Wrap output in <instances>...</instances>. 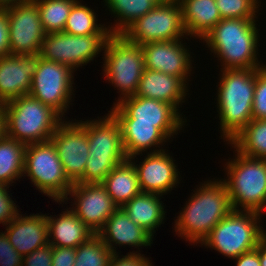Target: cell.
Here are the masks:
<instances>
[{
  "label": "cell",
  "mask_w": 266,
  "mask_h": 266,
  "mask_svg": "<svg viewBox=\"0 0 266 266\" xmlns=\"http://www.w3.org/2000/svg\"><path fill=\"white\" fill-rule=\"evenodd\" d=\"M27 0H0V8H5L9 5H14Z\"/></svg>",
  "instance_id": "f6af8a7d"
},
{
  "label": "cell",
  "mask_w": 266,
  "mask_h": 266,
  "mask_svg": "<svg viewBox=\"0 0 266 266\" xmlns=\"http://www.w3.org/2000/svg\"><path fill=\"white\" fill-rule=\"evenodd\" d=\"M7 136L6 130V113L4 104L0 103V140Z\"/></svg>",
  "instance_id": "7bdbcfd3"
},
{
  "label": "cell",
  "mask_w": 266,
  "mask_h": 266,
  "mask_svg": "<svg viewBox=\"0 0 266 266\" xmlns=\"http://www.w3.org/2000/svg\"><path fill=\"white\" fill-rule=\"evenodd\" d=\"M162 195L141 192L134 196L122 208L130 219L144 228L153 237L155 229L165 221V206L160 201Z\"/></svg>",
  "instance_id": "484cf974"
},
{
  "label": "cell",
  "mask_w": 266,
  "mask_h": 266,
  "mask_svg": "<svg viewBox=\"0 0 266 266\" xmlns=\"http://www.w3.org/2000/svg\"><path fill=\"white\" fill-rule=\"evenodd\" d=\"M97 13L81 1H77L70 11L63 32L70 35L112 34L104 24H98Z\"/></svg>",
  "instance_id": "4dcf8cb0"
},
{
  "label": "cell",
  "mask_w": 266,
  "mask_h": 266,
  "mask_svg": "<svg viewBox=\"0 0 266 266\" xmlns=\"http://www.w3.org/2000/svg\"><path fill=\"white\" fill-rule=\"evenodd\" d=\"M7 137L25 145L50 141L63 117L30 94L4 104Z\"/></svg>",
  "instance_id": "5b68a950"
},
{
  "label": "cell",
  "mask_w": 266,
  "mask_h": 266,
  "mask_svg": "<svg viewBox=\"0 0 266 266\" xmlns=\"http://www.w3.org/2000/svg\"><path fill=\"white\" fill-rule=\"evenodd\" d=\"M86 120L89 155L77 183H102L116 165L127 160L118 121L108 111L102 118Z\"/></svg>",
  "instance_id": "277c9868"
},
{
  "label": "cell",
  "mask_w": 266,
  "mask_h": 266,
  "mask_svg": "<svg viewBox=\"0 0 266 266\" xmlns=\"http://www.w3.org/2000/svg\"><path fill=\"white\" fill-rule=\"evenodd\" d=\"M113 34L70 35L65 32L45 34L40 55L47 61L59 62L73 71L93 61L105 50Z\"/></svg>",
  "instance_id": "8fae6325"
},
{
  "label": "cell",
  "mask_w": 266,
  "mask_h": 266,
  "mask_svg": "<svg viewBox=\"0 0 266 266\" xmlns=\"http://www.w3.org/2000/svg\"><path fill=\"white\" fill-rule=\"evenodd\" d=\"M139 252H128L125 256L121 255L122 258L118 256L119 252L113 253L108 266H154L149 258Z\"/></svg>",
  "instance_id": "74e56055"
},
{
  "label": "cell",
  "mask_w": 266,
  "mask_h": 266,
  "mask_svg": "<svg viewBox=\"0 0 266 266\" xmlns=\"http://www.w3.org/2000/svg\"><path fill=\"white\" fill-rule=\"evenodd\" d=\"M187 37L200 38L222 19L215 0H178Z\"/></svg>",
  "instance_id": "d4e9b609"
},
{
  "label": "cell",
  "mask_w": 266,
  "mask_h": 266,
  "mask_svg": "<svg viewBox=\"0 0 266 266\" xmlns=\"http://www.w3.org/2000/svg\"><path fill=\"white\" fill-rule=\"evenodd\" d=\"M258 254L261 266H266V237L258 244Z\"/></svg>",
  "instance_id": "ee69618b"
},
{
  "label": "cell",
  "mask_w": 266,
  "mask_h": 266,
  "mask_svg": "<svg viewBox=\"0 0 266 266\" xmlns=\"http://www.w3.org/2000/svg\"><path fill=\"white\" fill-rule=\"evenodd\" d=\"M71 197L74 202L70 209L95 234L118 208L102 183H74L64 200L57 203H67Z\"/></svg>",
  "instance_id": "2e32d148"
},
{
  "label": "cell",
  "mask_w": 266,
  "mask_h": 266,
  "mask_svg": "<svg viewBox=\"0 0 266 266\" xmlns=\"http://www.w3.org/2000/svg\"><path fill=\"white\" fill-rule=\"evenodd\" d=\"M112 107L109 112L115 119H135V123L155 124L169 140L180 133L187 121L173 105L146 97L130 96Z\"/></svg>",
  "instance_id": "7c38bea8"
},
{
  "label": "cell",
  "mask_w": 266,
  "mask_h": 266,
  "mask_svg": "<svg viewBox=\"0 0 266 266\" xmlns=\"http://www.w3.org/2000/svg\"><path fill=\"white\" fill-rule=\"evenodd\" d=\"M188 90V83L179 77L144 68L135 96L163 101L179 111Z\"/></svg>",
  "instance_id": "7402d4cb"
},
{
  "label": "cell",
  "mask_w": 266,
  "mask_h": 266,
  "mask_svg": "<svg viewBox=\"0 0 266 266\" xmlns=\"http://www.w3.org/2000/svg\"><path fill=\"white\" fill-rule=\"evenodd\" d=\"M10 186L0 184V224L7 225L12 219H14L20 211L17 209L16 203L10 198L7 189Z\"/></svg>",
  "instance_id": "d590c367"
},
{
  "label": "cell",
  "mask_w": 266,
  "mask_h": 266,
  "mask_svg": "<svg viewBox=\"0 0 266 266\" xmlns=\"http://www.w3.org/2000/svg\"><path fill=\"white\" fill-rule=\"evenodd\" d=\"M23 174L38 191L56 202L63 201L73 185L51 141L26 145Z\"/></svg>",
  "instance_id": "9c48e42d"
},
{
  "label": "cell",
  "mask_w": 266,
  "mask_h": 266,
  "mask_svg": "<svg viewBox=\"0 0 266 266\" xmlns=\"http://www.w3.org/2000/svg\"><path fill=\"white\" fill-rule=\"evenodd\" d=\"M102 184L118 208L141 193L136 168L129 158L116 165Z\"/></svg>",
  "instance_id": "4316f807"
},
{
  "label": "cell",
  "mask_w": 266,
  "mask_h": 266,
  "mask_svg": "<svg viewBox=\"0 0 266 266\" xmlns=\"http://www.w3.org/2000/svg\"><path fill=\"white\" fill-rule=\"evenodd\" d=\"M161 0H103L115 16L114 25H108L112 34L121 35L133 22L151 11Z\"/></svg>",
  "instance_id": "83f0119b"
},
{
  "label": "cell",
  "mask_w": 266,
  "mask_h": 266,
  "mask_svg": "<svg viewBox=\"0 0 266 266\" xmlns=\"http://www.w3.org/2000/svg\"><path fill=\"white\" fill-rule=\"evenodd\" d=\"M112 253H117V245L136 249L153 243V236L144 228L134 223L123 208H117L96 233Z\"/></svg>",
  "instance_id": "ffe728a7"
},
{
  "label": "cell",
  "mask_w": 266,
  "mask_h": 266,
  "mask_svg": "<svg viewBox=\"0 0 266 266\" xmlns=\"http://www.w3.org/2000/svg\"><path fill=\"white\" fill-rule=\"evenodd\" d=\"M40 13V20L46 34L64 30L72 6L78 0H34Z\"/></svg>",
  "instance_id": "1f68e13d"
},
{
  "label": "cell",
  "mask_w": 266,
  "mask_h": 266,
  "mask_svg": "<svg viewBox=\"0 0 266 266\" xmlns=\"http://www.w3.org/2000/svg\"><path fill=\"white\" fill-rule=\"evenodd\" d=\"M23 257L9 242L5 232H0V266H22Z\"/></svg>",
  "instance_id": "8d00e7d4"
},
{
  "label": "cell",
  "mask_w": 266,
  "mask_h": 266,
  "mask_svg": "<svg viewBox=\"0 0 266 266\" xmlns=\"http://www.w3.org/2000/svg\"><path fill=\"white\" fill-rule=\"evenodd\" d=\"M222 19H257L259 0H215ZM258 4V5H257Z\"/></svg>",
  "instance_id": "836d02e7"
},
{
  "label": "cell",
  "mask_w": 266,
  "mask_h": 266,
  "mask_svg": "<svg viewBox=\"0 0 266 266\" xmlns=\"http://www.w3.org/2000/svg\"><path fill=\"white\" fill-rule=\"evenodd\" d=\"M261 214L256 211L232 210L214 226L201 246L214 249L231 259L254 250L266 237V231L260 224Z\"/></svg>",
  "instance_id": "52a82bcc"
},
{
  "label": "cell",
  "mask_w": 266,
  "mask_h": 266,
  "mask_svg": "<svg viewBox=\"0 0 266 266\" xmlns=\"http://www.w3.org/2000/svg\"><path fill=\"white\" fill-rule=\"evenodd\" d=\"M232 260H235L236 266H261L258 254V246L254 250L243 253Z\"/></svg>",
  "instance_id": "b9f144b4"
},
{
  "label": "cell",
  "mask_w": 266,
  "mask_h": 266,
  "mask_svg": "<svg viewBox=\"0 0 266 266\" xmlns=\"http://www.w3.org/2000/svg\"><path fill=\"white\" fill-rule=\"evenodd\" d=\"M26 145L5 137L0 140V184L12 186L23 177Z\"/></svg>",
  "instance_id": "f546056e"
},
{
  "label": "cell",
  "mask_w": 266,
  "mask_h": 266,
  "mask_svg": "<svg viewBox=\"0 0 266 266\" xmlns=\"http://www.w3.org/2000/svg\"><path fill=\"white\" fill-rule=\"evenodd\" d=\"M22 266H52V246L47 244L25 255Z\"/></svg>",
  "instance_id": "f35d334b"
},
{
  "label": "cell",
  "mask_w": 266,
  "mask_h": 266,
  "mask_svg": "<svg viewBox=\"0 0 266 266\" xmlns=\"http://www.w3.org/2000/svg\"><path fill=\"white\" fill-rule=\"evenodd\" d=\"M112 254L101 238L94 234L76 248L74 266H108Z\"/></svg>",
  "instance_id": "d6a6232c"
},
{
  "label": "cell",
  "mask_w": 266,
  "mask_h": 266,
  "mask_svg": "<svg viewBox=\"0 0 266 266\" xmlns=\"http://www.w3.org/2000/svg\"><path fill=\"white\" fill-rule=\"evenodd\" d=\"M257 21L221 19L205 35L203 43L220 60V69H259L266 65L257 56L260 41Z\"/></svg>",
  "instance_id": "7a4b0ae2"
},
{
  "label": "cell",
  "mask_w": 266,
  "mask_h": 266,
  "mask_svg": "<svg viewBox=\"0 0 266 266\" xmlns=\"http://www.w3.org/2000/svg\"><path fill=\"white\" fill-rule=\"evenodd\" d=\"M18 213L6 227L5 234L11 245L24 257L48 242V224L46 214H30L29 216Z\"/></svg>",
  "instance_id": "44dd1931"
},
{
  "label": "cell",
  "mask_w": 266,
  "mask_h": 266,
  "mask_svg": "<svg viewBox=\"0 0 266 266\" xmlns=\"http://www.w3.org/2000/svg\"><path fill=\"white\" fill-rule=\"evenodd\" d=\"M252 116L253 119L266 120V65L256 69Z\"/></svg>",
  "instance_id": "e575fe53"
},
{
  "label": "cell",
  "mask_w": 266,
  "mask_h": 266,
  "mask_svg": "<svg viewBox=\"0 0 266 266\" xmlns=\"http://www.w3.org/2000/svg\"><path fill=\"white\" fill-rule=\"evenodd\" d=\"M170 155L165 149L155 153L148 152L139 164H136L137 160L135 162L130 159L136 168L141 192L163 196L180 184L178 166Z\"/></svg>",
  "instance_id": "ac0fdd59"
},
{
  "label": "cell",
  "mask_w": 266,
  "mask_h": 266,
  "mask_svg": "<svg viewBox=\"0 0 266 266\" xmlns=\"http://www.w3.org/2000/svg\"><path fill=\"white\" fill-rule=\"evenodd\" d=\"M236 153L235 159H227L226 168L224 166L227 177L222 179L232 209L265 213L266 159L251 158Z\"/></svg>",
  "instance_id": "8992f818"
},
{
  "label": "cell",
  "mask_w": 266,
  "mask_h": 266,
  "mask_svg": "<svg viewBox=\"0 0 266 266\" xmlns=\"http://www.w3.org/2000/svg\"><path fill=\"white\" fill-rule=\"evenodd\" d=\"M50 141L56 147L66 176L72 184L77 183L83 177L89 155L85 121L63 120Z\"/></svg>",
  "instance_id": "9a60e30c"
},
{
  "label": "cell",
  "mask_w": 266,
  "mask_h": 266,
  "mask_svg": "<svg viewBox=\"0 0 266 266\" xmlns=\"http://www.w3.org/2000/svg\"><path fill=\"white\" fill-rule=\"evenodd\" d=\"M74 71L59 62L40 59L33 75L29 94L45 105L51 106L63 119L75 92Z\"/></svg>",
  "instance_id": "4fadbf2b"
},
{
  "label": "cell",
  "mask_w": 266,
  "mask_h": 266,
  "mask_svg": "<svg viewBox=\"0 0 266 266\" xmlns=\"http://www.w3.org/2000/svg\"><path fill=\"white\" fill-rule=\"evenodd\" d=\"M104 53V55H103ZM102 53L103 73L108 83L119 90L120 98L134 96L144 71V55L141 45L133 44L122 35L113 34Z\"/></svg>",
  "instance_id": "ba28073f"
},
{
  "label": "cell",
  "mask_w": 266,
  "mask_h": 266,
  "mask_svg": "<svg viewBox=\"0 0 266 266\" xmlns=\"http://www.w3.org/2000/svg\"><path fill=\"white\" fill-rule=\"evenodd\" d=\"M133 44L183 39L182 9L178 0H161L151 11L133 22L122 34Z\"/></svg>",
  "instance_id": "30bf717a"
},
{
  "label": "cell",
  "mask_w": 266,
  "mask_h": 266,
  "mask_svg": "<svg viewBox=\"0 0 266 266\" xmlns=\"http://www.w3.org/2000/svg\"><path fill=\"white\" fill-rule=\"evenodd\" d=\"M58 216L46 214L48 237L51 238H48V242L51 246L77 248L95 234L70 207Z\"/></svg>",
  "instance_id": "cb8c5ba5"
},
{
  "label": "cell",
  "mask_w": 266,
  "mask_h": 266,
  "mask_svg": "<svg viewBox=\"0 0 266 266\" xmlns=\"http://www.w3.org/2000/svg\"><path fill=\"white\" fill-rule=\"evenodd\" d=\"M182 39L157 41L141 45L144 68L179 77L185 84L189 82L193 63L190 48Z\"/></svg>",
  "instance_id": "e0dca14e"
},
{
  "label": "cell",
  "mask_w": 266,
  "mask_h": 266,
  "mask_svg": "<svg viewBox=\"0 0 266 266\" xmlns=\"http://www.w3.org/2000/svg\"><path fill=\"white\" fill-rule=\"evenodd\" d=\"M41 55H4L0 57V103L5 104L29 94L32 78Z\"/></svg>",
  "instance_id": "d6986e66"
},
{
  "label": "cell",
  "mask_w": 266,
  "mask_h": 266,
  "mask_svg": "<svg viewBox=\"0 0 266 266\" xmlns=\"http://www.w3.org/2000/svg\"><path fill=\"white\" fill-rule=\"evenodd\" d=\"M203 182L193 190L174 223L178 237L193 245L201 244L214 226L233 210L222 179Z\"/></svg>",
  "instance_id": "6da1fadb"
},
{
  "label": "cell",
  "mask_w": 266,
  "mask_h": 266,
  "mask_svg": "<svg viewBox=\"0 0 266 266\" xmlns=\"http://www.w3.org/2000/svg\"><path fill=\"white\" fill-rule=\"evenodd\" d=\"M76 248L52 246V266H74Z\"/></svg>",
  "instance_id": "ab89813d"
},
{
  "label": "cell",
  "mask_w": 266,
  "mask_h": 266,
  "mask_svg": "<svg viewBox=\"0 0 266 266\" xmlns=\"http://www.w3.org/2000/svg\"><path fill=\"white\" fill-rule=\"evenodd\" d=\"M227 144L244 156L266 159V120L252 119Z\"/></svg>",
  "instance_id": "f1b7e54d"
},
{
  "label": "cell",
  "mask_w": 266,
  "mask_h": 266,
  "mask_svg": "<svg viewBox=\"0 0 266 266\" xmlns=\"http://www.w3.org/2000/svg\"><path fill=\"white\" fill-rule=\"evenodd\" d=\"M8 54L10 51L7 13L4 8H0V57Z\"/></svg>",
  "instance_id": "60d3db41"
},
{
  "label": "cell",
  "mask_w": 266,
  "mask_h": 266,
  "mask_svg": "<svg viewBox=\"0 0 266 266\" xmlns=\"http://www.w3.org/2000/svg\"><path fill=\"white\" fill-rule=\"evenodd\" d=\"M9 29V51L12 55L40 53L45 31L34 0H27L4 8Z\"/></svg>",
  "instance_id": "5bb4252c"
},
{
  "label": "cell",
  "mask_w": 266,
  "mask_h": 266,
  "mask_svg": "<svg viewBox=\"0 0 266 266\" xmlns=\"http://www.w3.org/2000/svg\"><path fill=\"white\" fill-rule=\"evenodd\" d=\"M217 112L220 134L227 143L252 119L256 69H221Z\"/></svg>",
  "instance_id": "3957f363"
},
{
  "label": "cell",
  "mask_w": 266,
  "mask_h": 266,
  "mask_svg": "<svg viewBox=\"0 0 266 266\" xmlns=\"http://www.w3.org/2000/svg\"><path fill=\"white\" fill-rule=\"evenodd\" d=\"M119 123L123 146L129 159H134L149 149L150 153L163 151L169 139L155 124L135 123V119H116ZM156 149H155V147ZM153 151H152V149ZM161 147V149H160ZM159 148V149H157Z\"/></svg>",
  "instance_id": "603a6c76"
}]
</instances>
